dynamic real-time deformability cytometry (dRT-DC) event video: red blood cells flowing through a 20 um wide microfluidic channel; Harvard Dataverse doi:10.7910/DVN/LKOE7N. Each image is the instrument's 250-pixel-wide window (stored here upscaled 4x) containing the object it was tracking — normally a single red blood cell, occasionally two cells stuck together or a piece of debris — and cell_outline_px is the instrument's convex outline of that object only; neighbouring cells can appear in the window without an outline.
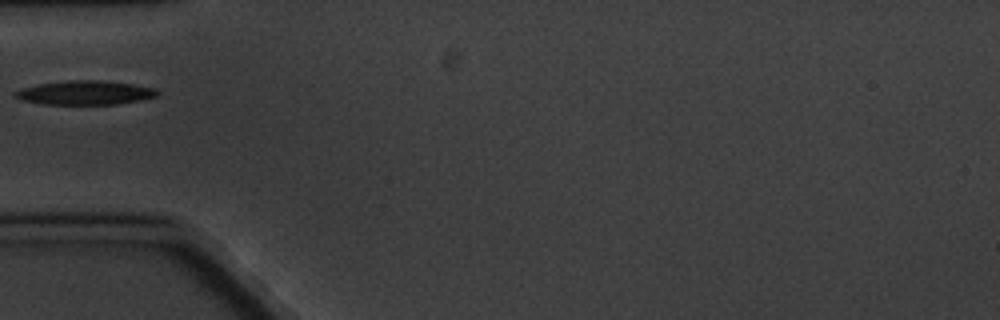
{"species": "common noctule bat (a hibernating species)", "species_latin": "Nyctalus noctula", "temperature_condition": "cold", "stored_images_in_passage": 1, "camera_frame_rate_fps": 3000, "um_per_image_px": 0.085, "animal": {"sex": "male", "body_mass_g": 20.1, "forearm_length_mm": 53.5}, "frame": {"image": 1, "passage_image": 1, "time_ms": 0.0, "image_size_px": [1000, 320], "cell_outline_px": [[160, 92], [156, 96], [144, 100], [116, 104], [44, 104], [24, 100], [16, 96], [16, 92], [20, 88], [36, 84], [72, 80], [100, 80], [132, 84], [156, 88]], "centroid_in_image_um": [7.29, 7.87], "position_along_channel_um": 77.7, "area_um2": 19.83}}